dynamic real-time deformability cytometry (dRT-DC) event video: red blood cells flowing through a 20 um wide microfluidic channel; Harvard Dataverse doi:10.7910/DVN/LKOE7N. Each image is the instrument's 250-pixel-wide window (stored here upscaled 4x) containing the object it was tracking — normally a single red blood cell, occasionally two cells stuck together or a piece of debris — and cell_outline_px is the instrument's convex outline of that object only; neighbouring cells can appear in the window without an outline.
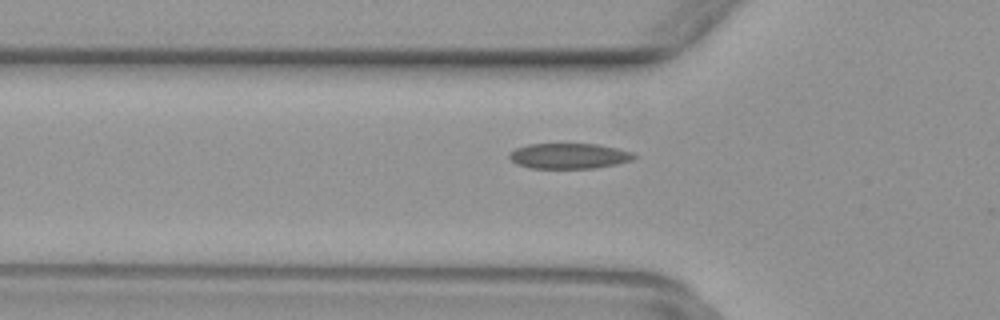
{"species": "common noctule bat (a hibernating species)", "species_latin": "Nyctalus noctula", "temperature_condition": "warm", "stored_images_in_passage": 36, "camera_frame_rate_fps": 3000, "um_per_image_px": 0.085, "animal": {"sex": "female", "body_mass_g": 29.2, "forearm_length_mm": 56.3}, "frame": {"image": 1, "passage_image": 5, "time_ms": 1.333, "image_size_px": [1000, 320], "cell_outline_px": [[640, 156], [632, 160], [616, 164], [596, 168], [532, 168], [516, 164], [508, 156], [516, 148], [528, 144], [600, 144], [632, 152]], "centroid_in_image_um": [48.41, 13.25], "position_along_channel_um": 77.4, "area_um2": 18.5}}
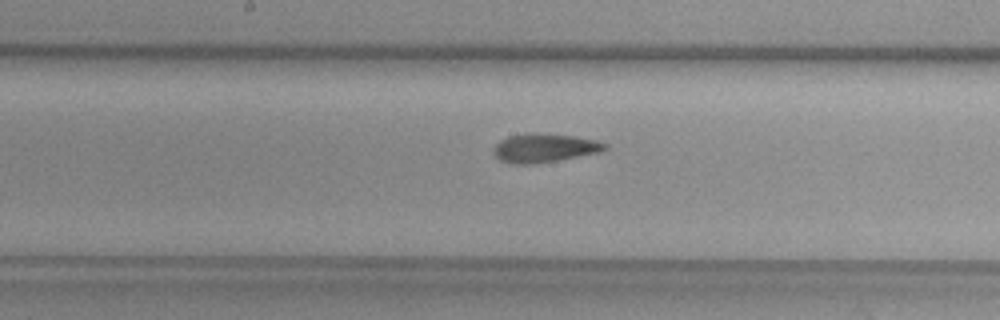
{"frame": {"image": 2, "passage_image": 14, "time_ms": 4.333, "image_size_px": [1000, 320], "cell_outline_px": [[608, 148], [600, 152], [556, 160], [528, 164], [516, 164], [500, 160], [492, 152], [492, 148], [500, 140], [508, 136], [524, 132], [536, 132], [576, 136], [596, 140], [608, 144]], "centroid_in_image_um": [46.25, 12.54], "position_along_channel_um": 201.9, "area_um2": 18.79}}
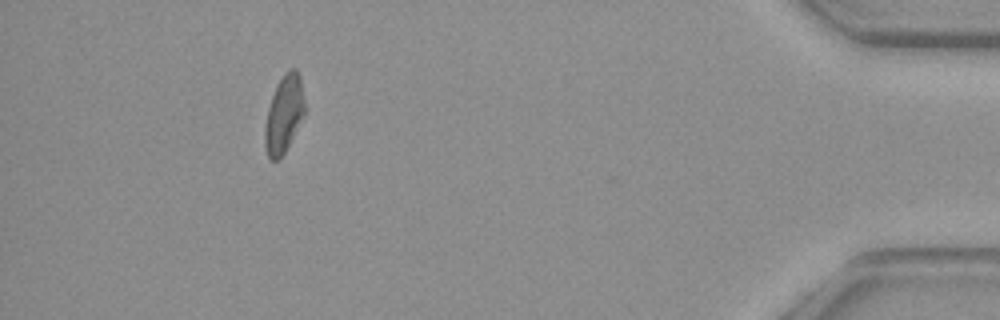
{"frame": {"image": 3, "passage_image": 34, "time_ms": 11.0, "image_size_px": [1000, 320], "cell_outline_px": [[304, 116], [284, 152], [276, 160], [272, 160], [268, 156], [264, 144], [264, 128], [268, 108], [276, 84], [284, 72], [288, 68], [296, 68], [300, 76], [304, 100]], "centroid_in_image_um": [24.13, 9.65], "position_along_channel_um": 411.1, "area_um2": 17.86}}